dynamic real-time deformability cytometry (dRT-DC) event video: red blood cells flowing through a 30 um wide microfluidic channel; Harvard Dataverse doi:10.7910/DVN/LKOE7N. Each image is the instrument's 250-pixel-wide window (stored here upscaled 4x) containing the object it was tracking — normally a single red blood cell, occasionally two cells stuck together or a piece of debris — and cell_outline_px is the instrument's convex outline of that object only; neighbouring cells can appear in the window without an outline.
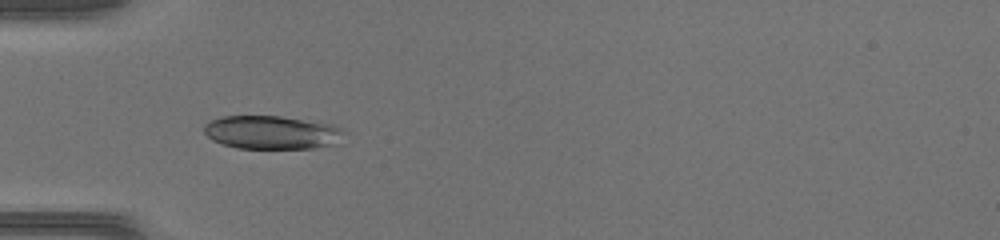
{"species": "common noctule bat (a hibernating species)", "species_latin": "Nyctalus noctula", "temperature_condition": "warm", "stored_images_in_passage": 2, "camera_frame_rate_fps": 3000, "um_per_image_px": 0.085, "animal": {"sex": "female", "body_mass_g": 17.0, "forearm_length_mm": 48.0}, "frame": {"image": 1, "passage_image": 1, "time_ms": 0.0, "image_size_px": [1000, 240], "cell_outline_px": [[344, 132], [332, 144], [316, 148], [236, 148], [220, 144], [212, 140], [204, 132], [204, 124], [220, 116], [280, 116], [332, 124], [340, 128]], "centroid_in_image_um": [23.02, 11.25], "position_along_channel_um": 62.0, "area_um2": 27.05}}